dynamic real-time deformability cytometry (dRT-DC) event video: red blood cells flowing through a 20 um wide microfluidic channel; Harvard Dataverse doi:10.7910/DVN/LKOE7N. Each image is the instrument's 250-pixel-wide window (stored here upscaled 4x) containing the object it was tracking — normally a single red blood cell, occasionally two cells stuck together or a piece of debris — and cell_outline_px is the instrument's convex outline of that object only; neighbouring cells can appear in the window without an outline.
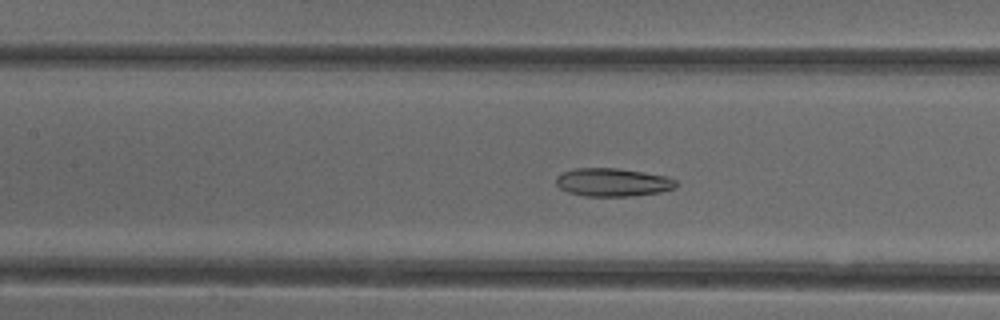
{"species": "common noctule bat (a hibernating species)", "species_latin": "Nyctalus noctula", "temperature_condition": "cold", "stored_images_in_passage": 52, "camera_frame_rate_fps": 3000, "um_per_image_px": 0.085, "animal": {"sex": "female"}, "frame": {"image": 1, "passage_image": 23, "time_ms": 7.333, "image_size_px": [1000, 320], "cell_outline_px": [[676, 188], [660, 192], [632, 196], [584, 196], [568, 192], [560, 188], [556, 184], [556, 176], [564, 172], [576, 168], [616, 168], [668, 176], [676, 180]], "centroid_in_image_um": [52.09, 15.5], "position_along_channel_um": 155.3, "area_um2": 19.71}}
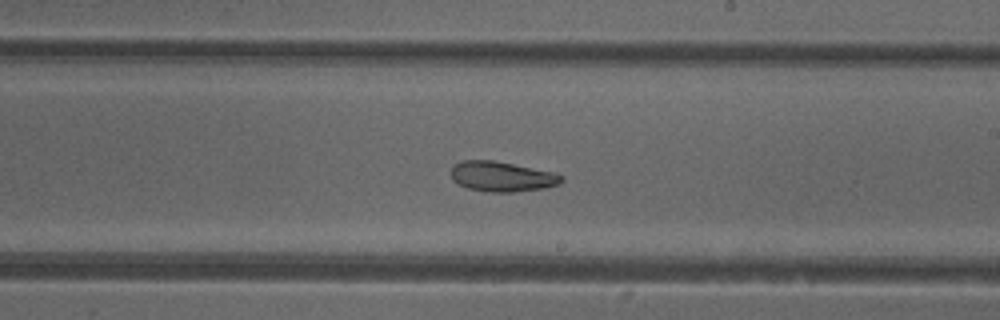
{"frame": {"image": 2, "passage_image": 30, "time_ms": 9.667, "image_size_px": [1000, 320], "cell_outline_px": [[564, 180], [560, 184], [544, 188], [512, 192], [488, 192], [468, 188], [452, 180], [452, 164], [460, 160], [492, 160], [556, 172], [564, 176]], "centroid_in_image_um": [42.69, 15.0], "position_along_channel_um": 246.3, "area_um2": 19.54}}
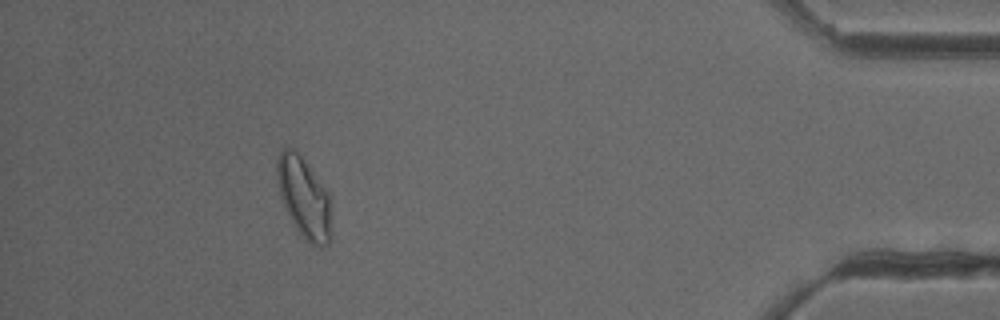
{"frame": {"image": 3, "passage_image": 47, "time_ms": 15.333, "image_size_px": [1000, 320], "cell_outline_px": [[332, 240], [328, 244], [320, 248], [316, 248], [304, 240], [296, 228], [284, 208], [280, 196], [276, 180], [276, 160], [280, 152], [284, 148], [292, 148], [300, 156], [328, 192], [332, 236]], "centroid_in_image_um": [25.83, 16.88], "position_along_channel_um": 409.4, "area_um2": 25.66}, "authors_computed_cell_mechanics": {"area_um2": 23.4957, "velocity_mm_per_s": 3.9177, "shape_relaxation_time_tau1_ms": null, "shape_relaxation_time_tau2_ms": 3.674, "deformation_change_tau1": null, "deformation_change_tau2": 0.102}}